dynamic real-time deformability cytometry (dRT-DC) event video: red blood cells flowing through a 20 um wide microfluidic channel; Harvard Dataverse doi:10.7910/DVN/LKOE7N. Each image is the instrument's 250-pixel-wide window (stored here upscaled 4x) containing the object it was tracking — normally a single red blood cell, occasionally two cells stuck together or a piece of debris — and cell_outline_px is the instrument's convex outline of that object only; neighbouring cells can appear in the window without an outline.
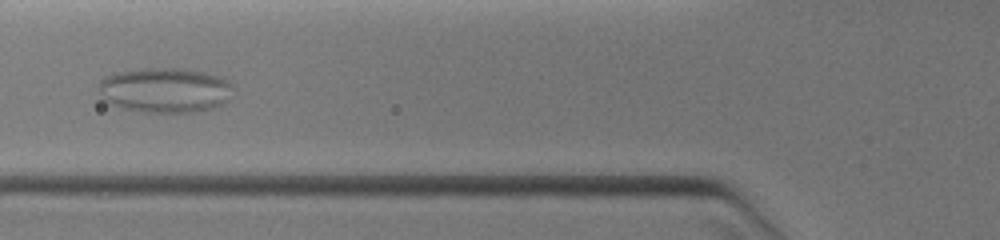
{"species": "common noctule bat (a hibernating species)", "species_latin": "Nyctalus noctula", "temperature_condition": "warm", "stored_images_in_passage": 10, "camera_frame_rate_fps": 3000, "um_per_image_px": 0.085, "animal": {"sex": "female", "body_mass_g": 19.0, "forearm_length_mm": 51.5}, "frame": {"image": 1, "passage_image": 9, "time_ms": 5.667, "image_size_px": [1000, 240], "cell_outline_px": [[232, 88], [228, 100], [224, 104], [212, 108], [192, 112], [144, 112], [124, 108], [112, 104], [104, 100], [96, 92], [100, 80], [104, 76], [120, 72], [148, 68], [172, 68], [204, 72], [220, 76], [228, 80], [232, 84]], "centroid_in_image_um": [14.01, 7.66], "position_along_channel_um": 111.8, "area_um2": 35.26}}